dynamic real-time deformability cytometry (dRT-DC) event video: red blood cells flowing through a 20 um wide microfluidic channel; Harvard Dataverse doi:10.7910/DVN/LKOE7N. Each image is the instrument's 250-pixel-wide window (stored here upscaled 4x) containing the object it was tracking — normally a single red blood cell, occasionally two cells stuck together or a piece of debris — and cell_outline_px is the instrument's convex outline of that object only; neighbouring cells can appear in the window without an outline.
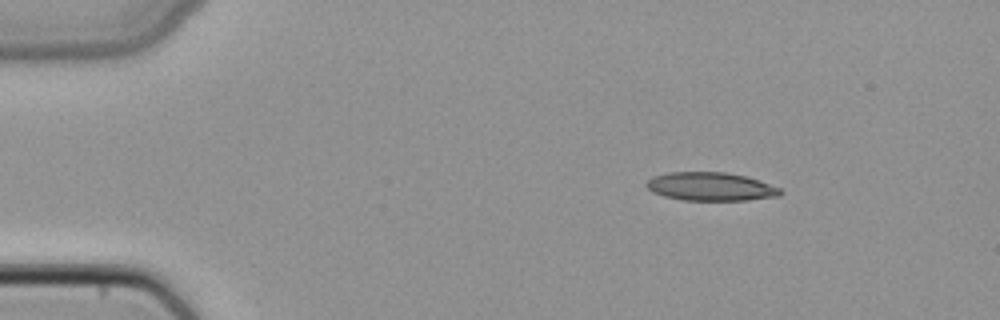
{"species": "common noctule bat (a hibernating species)", "species_latin": "Nyctalus noctula", "temperature_condition": "cold", "stored_images_in_passage": 3, "segment_of_instrument_passage": [1, 2], "camera_frame_rate_fps": 3000, "um_per_image_px": 0.085, "animal": {"sex": "female", "body_mass_g": 22.7, "forearm_length_mm": 54.2}, "frame": {"image": 1, "passage_image": 1, "time_ms": 0.0, "image_size_px": [1000, 320], "cell_outline_px": [[784, 192], [780, 196], [748, 200], [680, 200], [664, 196], [652, 192], [644, 184], [652, 176], [668, 172], [724, 172], [748, 176], [760, 180], [780, 188]], "centroid_in_image_um": [60.42, 15.85], "position_along_channel_um": 24.6, "area_um2": 22.43}}